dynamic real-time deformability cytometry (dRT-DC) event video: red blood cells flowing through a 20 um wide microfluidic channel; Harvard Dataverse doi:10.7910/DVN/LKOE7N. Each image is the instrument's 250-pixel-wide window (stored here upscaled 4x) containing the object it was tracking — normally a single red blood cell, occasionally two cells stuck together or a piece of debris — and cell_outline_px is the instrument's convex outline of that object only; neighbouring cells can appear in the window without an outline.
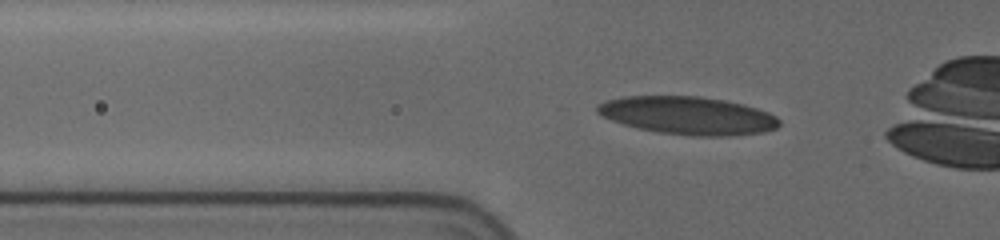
{"species": "human", "species_latin": "Homo sapiens", "temperature_condition": "cold", "stored_images_in_passage": 34, "camera_frame_rate_fps": 3000, "um_per_image_px": 0.085, "donor": {"sex": "female"}, "frame": {"image": 1, "passage_image": 2, "time_ms": 0.333, "image_size_px": [1000, 240], "cell_outline_px": [[780, 124], [776, 128], [764, 132], [728, 136], [692, 136], [660, 132], [640, 128], [624, 124], [612, 120], [596, 112], [596, 104], [608, 100], [624, 96], [700, 96], [724, 100], [744, 104], [768, 112], [776, 116], [780, 120]], "centroid_in_image_um": [58.5, 9.81], "position_along_channel_um": 67.3, "area_um2": 40.11}}
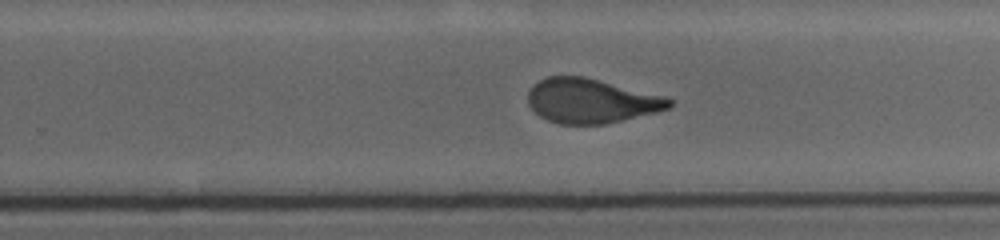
{"frame": {"image": 2, "passage_image": 20, "time_ms": 6.333, "image_size_px": [1000, 240], "cell_outline_px": [[672, 104], [668, 108], [656, 112], [604, 124], [560, 124], [548, 120], [540, 116], [528, 104], [528, 92], [532, 84], [548, 76], [584, 76], [664, 96], [672, 100]], "centroid_in_image_um": [50.21, 8.57], "position_along_channel_um": 279.6, "area_um2": 36.36}}
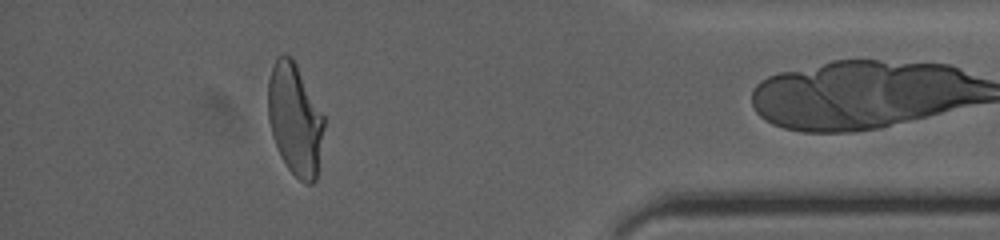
{"frame": {"image": 3, "passage_image": 33, "time_ms": 10.667, "image_size_px": [1000, 240], "cell_outline_px": [[324, 128], [316, 180], [312, 184], [304, 184], [288, 168], [280, 156], [272, 136], [268, 120], [268, 80], [272, 68], [276, 60], [280, 56], [292, 56], [324, 116]], "centroid_in_image_um": [25.07, 10.18], "position_along_channel_um": 410.1, "area_um2": 36.24}}